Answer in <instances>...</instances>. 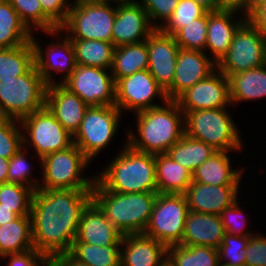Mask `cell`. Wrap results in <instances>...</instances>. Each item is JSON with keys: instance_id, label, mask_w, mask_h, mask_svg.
Instances as JSON below:
<instances>
[{"instance_id": "8", "label": "cell", "mask_w": 266, "mask_h": 266, "mask_svg": "<svg viewBox=\"0 0 266 266\" xmlns=\"http://www.w3.org/2000/svg\"><path fill=\"white\" fill-rule=\"evenodd\" d=\"M67 20L60 26L70 39L112 42L116 7L99 0H74Z\"/></svg>"}, {"instance_id": "43", "label": "cell", "mask_w": 266, "mask_h": 266, "mask_svg": "<svg viewBox=\"0 0 266 266\" xmlns=\"http://www.w3.org/2000/svg\"><path fill=\"white\" fill-rule=\"evenodd\" d=\"M23 146L18 152L9 159V168L7 173V182L18 183L26 187L32 188L34 191L38 189L39 182L31 177L30 164L27 162ZM25 152V153H24Z\"/></svg>"}, {"instance_id": "11", "label": "cell", "mask_w": 266, "mask_h": 266, "mask_svg": "<svg viewBox=\"0 0 266 266\" xmlns=\"http://www.w3.org/2000/svg\"><path fill=\"white\" fill-rule=\"evenodd\" d=\"M121 114L115 105L88 107L73 135V144L92 160L115 138Z\"/></svg>"}, {"instance_id": "55", "label": "cell", "mask_w": 266, "mask_h": 266, "mask_svg": "<svg viewBox=\"0 0 266 266\" xmlns=\"http://www.w3.org/2000/svg\"><path fill=\"white\" fill-rule=\"evenodd\" d=\"M99 1H104V2H109V3H112V1H113L114 3H117V4L139 3L138 0L137 1H134V0H99Z\"/></svg>"}, {"instance_id": "21", "label": "cell", "mask_w": 266, "mask_h": 266, "mask_svg": "<svg viewBox=\"0 0 266 266\" xmlns=\"http://www.w3.org/2000/svg\"><path fill=\"white\" fill-rule=\"evenodd\" d=\"M238 189L239 185L214 186L192 182L184 195L189 210L220 215L238 199Z\"/></svg>"}, {"instance_id": "44", "label": "cell", "mask_w": 266, "mask_h": 266, "mask_svg": "<svg viewBox=\"0 0 266 266\" xmlns=\"http://www.w3.org/2000/svg\"><path fill=\"white\" fill-rule=\"evenodd\" d=\"M238 201H239V199L236 200L234 203H232L229 207L225 208L220 213L221 222H222V224L224 226V230H225L226 233H228L230 235L251 237V236L254 235L252 233V231L243 230V228H244L243 226L245 224L244 221H246V220H245V218L243 216V212L241 211V209L239 207ZM239 218H240V220L242 218L241 222H239L240 221Z\"/></svg>"}, {"instance_id": "29", "label": "cell", "mask_w": 266, "mask_h": 266, "mask_svg": "<svg viewBox=\"0 0 266 266\" xmlns=\"http://www.w3.org/2000/svg\"><path fill=\"white\" fill-rule=\"evenodd\" d=\"M34 249L32 242L31 216H18L0 226V257Z\"/></svg>"}, {"instance_id": "40", "label": "cell", "mask_w": 266, "mask_h": 266, "mask_svg": "<svg viewBox=\"0 0 266 266\" xmlns=\"http://www.w3.org/2000/svg\"><path fill=\"white\" fill-rule=\"evenodd\" d=\"M208 11L193 0H179L173 15L166 23L159 24V29L169 35H174L180 28L204 16Z\"/></svg>"}, {"instance_id": "49", "label": "cell", "mask_w": 266, "mask_h": 266, "mask_svg": "<svg viewBox=\"0 0 266 266\" xmlns=\"http://www.w3.org/2000/svg\"><path fill=\"white\" fill-rule=\"evenodd\" d=\"M247 19L266 37V0H258Z\"/></svg>"}, {"instance_id": "28", "label": "cell", "mask_w": 266, "mask_h": 266, "mask_svg": "<svg viewBox=\"0 0 266 266\" xmlns=\"http://www.w3.org/2000/svg\"><path fill=\"white\" fill-rule=\"evenodd\" d=\"M230 104L266 97V63L228 77Z\"/></svg>"}, {"instance_id": "18", "label": "cell", "mask_w": 266, "mask_h": 266, "mask_svg": "<svg viewBox=\"0 0 266 266\" xmlns=\"http://www.w3.org/2000/svg\"><path fill=\"white\" fill-rule=\"evenodd\" d=\"M217 69L205 52L179 49L172 86L166 91L168 100H176L187 89Z\"/></svg>"}, {"instance_id": "17", "label": "cell", "mask_w": 266, "mask_h": 266, "mask_svg": "<svg viewBox=\"0 0 266 266\" xmlns=\"http://www.w3.org/2000/svg\"><path fill=\"white\" fill-rule=\"evenodd\" d=\"M33 35L31 37V43L34 48V63L37 71L48 86L56 83L51 71L57 73L65 72L66 74L62 78V82H59L63 83L72 75L77 66L75 50L71 39L64 36L61 42H52L48 45L46 51H44Z\"/></svg>"}, {"instance_id": "12", "label": "cell", "mask_w": 266, "mask_h": 266, "mask_svg": "<svg viewBox=\"0 0 266 266\" xmlns=\"http://www.w3.org/2000/svg\"><path fill=\"white\" fill-rule=\"evenodd\" d=\"M19 123L24 130L23 147L25 148L28 144L30 147L33 146L39 160L49 153L62 151L73 145V135L62 126L46 106L22 118Z\"/></svg>"}, {"instance_id": "30", "label": "cell", "mask_w": 266, "mask_h": 266, "mask_svg": "<svg viewBox=\"0 0 266 266\" xmlns=\"http://www.w3.org/2000/svg\"><path fill=\"white\" fill-rule=\"evenodd\" d=\"M148 69V49L146 40L135 44L115 47L111 73L115 83L137 71Z\"/></svg>"}, {"instance_id": "14", "label": "cell", "mask_w": 266, "mask_h": 266, "mask_svg": "<svg viewBox=\"0 0 266 266\" xmlns=\"http://www.w3.org/2000/svg\"><path fill=\"white\" fill-rule=\"evenodd\" d=\"M108 69L77 65L62 84L89 107L115 104V81Z\"/></svg>"}, {"instance_id": "1", "label": "cell", "mask_w": 266, "mask_h": 266, "mask_svg": "<svg viewBox=\"0 0 266 266\" xmlns=\"http://www.w3.org/2000/svg\"><path fill=\"white\" fill-rule=\"evenodd\" d=\"M92 202V190L37 189L31 201L34 249L48 260L70 252L83 211Z\"/></svg>"}, {"instance_id": "31", "label": "cell", "mask_w": 266, "mask_h": 266, "mask_svg": "<svg viewBox=\"0 0 266 266\" xmlns=\"http://www.w3.org/2000/svg\"><path fill=\"white\" fill-rule=\"evenodd\" d=\"M32 32L7 0H0V49L21 46L31 41Z\"/></svg>"}, {"instance_id": "19", "label": "cell", "mask_w": 266, "mask_h": 266, "mask_svg": "<svg viewBox=\"0 0 266 266\" xmlns=\"http://www.w3.org/2000/svg\"><path fill=\"white\" fill-rule=\"evenodd\" d=\"M154 30L142 5L116 4L112 30V43L115 47L143 42Z\"/></svg>"}, {"instance_id": "24", "label": "cell", "mask_w": 266, "mask_h": 266, "mask_svg": "<svg viewBox=\"0 0 266 266\" xmlns=\"http://www.w3.org/2000/svg\"><path fill=\"white\" fill-rule=\"evenodd\" d=\"M220 215L189 210L182 241L185 246H208L218 249L225 234Z\"/></svg>"}, {"instance_id": "56", "label": "cell", "mask_w": 266, "mask_h": 266, "mask_svg": "<svg viewBox=\"0 0 266 266\" xmlns=\"http://www.w3.org/2000/svg\"><path fill=\"white\" fill-rule=\"evenodd\" d=\"M160 266H175L170 259L167 257L161 264Z\"/></svg>"}, {"instance_id": "48", "label": "cell", "mask_w": 266, "mask_h": 266, "mask_svg": "<svg viewBox=\"0 0 266 266\" xmlns=\"http://www.w3.org/2000/svg\"><path fill=\"white\" fill-rule=\"evenodd\" d=\"M3 257L10 259L8 266H44L49 261L35 249L17 254H8Z\"/></svg>"}, {"instance_id": "47", "label": "cell", "mask_w": 266, "mask_h": 266, "mask_svg": "<svg viewBox=\"0 0 266 266\" xmlns=\"http://www.w3.org/2000/svg\"><path fill=\"white\" fill-rule=\"evenodd\" d=\"M68 1V3H67ZM70 0H40L42 10L60 27L68 17Z\"/></svg>"}, {"instance_id": "9", "label": "cell", "mask_w": 266, "mask_h": 266, "mask_svg": "<svg viewBox=\"0 0 266 266\" xmlns=\"http://www.w3.org/2000/svg\"><path fill=\"white\" fill-rule=\"evenodd\" d=\"M266 63V37L246 19L236 30L217 69L227 77Z\"/></svg>"}, {"instance_id": "45", "label": "cell", "mask_w": 266, "mask_h": 266, "mask_svg": "<svg viewBox=\"0 0 266 266\" xmlns=\"http://www.w3.org/2000/svg\"><path fill=\"white\" fill-rule=\"evenodd\" d=\"M178 3L179 0H141L139 4L146 10L151 25L155 29H159V25L155 24V20L163 19L166 23L173 15Z\"/></svg>"}, {"instance_id": "42", "label": "cell", "mask_w": 266, "mask_h": 266, "mask_svg": "<svg viewBox=\"0 0 266 266\" xmlns=\"http://www.w3.org/2000/svg\"><path fill=\"white\" fill-rule=\"evenodd\" d=\"M18 122L20 121L15 119L0 120V157L2 158L10 159L23 146V132Z\"/></svg>"}, {"instance_id": "13", "label": "cell", "mask_w": 266, "mask_h": 266, "mask_svg": "<svg viewBox=\"0 0 266 266\" xmlns=\"http://www.w3.org/2000/svg\"><path fill=\"white\" fill-rule=\"evenodd\" d=\"M161 98L163 105L168 101L165 90L158 84L148 69L120 78L115 83V106L123 112L135 113L158 107L152 103L155 97Z\"/></svg>"}, {"instance_id": "32", "label": "cell", "mask_w": 266, "mask_h": 266, "mask_svg": "<svg viewBox=\"0 0 266 266\" xmlns=\"http://www.w3.org/2000/svg\"><path fill=\"white\" fill-rule=\"evenodd\" d=\"M76 64L111 70L115 46L101 40L71 39Z\"/></svg>"}, {"instance_id": "41", "label": "cell", "mask_w": 266, "mask_h": 266, "mask_svg": "<svg viewBox=\"0 0 266 266\" xmlns=\"http://www.w3.org/2000/svg\"><path fill=\"white\" fill-rule=\"evenodd\" d=\"M249 238L225 233L218 247L219 263L227 266H245V253Z\"/></svg>"}, {"instance_id": "37", "label": "cell", "mask_w": 266, "mask_h": 266, "mask_svg": "<svg viewBox=\"0 0 266 266\" xmlns=\"http://www.w3.org/2000/svg\"><path fill=\"white\" fill-rule=\"evenodd\" d=\"M19 15L22 22L33 32L35 26L49 35H59V26L42 10L40 0H7ZM60 32V33H59Z\"/></svg>"}, {"instance_id": "50", "label": "cell", "mask_w": 266, "mask_h": 266, "mask_svg": "<svg viewBox=\"0 0 266 266\" xmlns=\"http://www.w3.org/2000/svg\"><path fill=\"white\" fill-rule=\"evenodd\" d=\"M222 9H234L244 11L247 15L255 6L256 0H219Z\"/></svg>"}, {"instance_id": "22", "label": "cell", "mask_w": 266, "mask_h": 266, "mask_svg": "<svg viewBox=\"0 0 266 266\" xmlns=\"http://www.w3.org/2000/svg\"><path fill=\"white\" fill-rule=\"evenodd\" d=\"M122 236L123 234L92 201L82 213L77 237L73 243L108 246L111 244H121Z\"/></svg>"}, {"instance_id": "16", "label": "cell", "mask_w": 266, "mask_h": 266, "mask_svg": "<svg viewBox=\"0 0 266 266\" xmlns=\"http://www.w3.org/2000/svg\"><path fill=\"white\" fill-rule=\"evenodd\" d=\"M148 71L165 90L172 86L180 47L173 35L155 29L146 39Z\"/></svg>"}, {"instance_id": "39", "label": "cell", "mask_w": 266, "mask_h": 266, "mask_svg": "<svg viewBox=\"0 0 266 266\" xmlns=\"http://www.w3.org/2000/svg\"><path fill=\"white\" fill-rule=\"evenodd\" d=\"M208 12L185 27L180 28L173 36L181 49L205 52L207 38Z\"/></svg>"}, {"instance_id": "27", "label": "cell", "mask_w": 266, "mask_h": 266, "mask_svg": "<svg viewBox=\"0 0 266 266\" xmlns=\"http://www.w3.org/2000/svg\"><path fill=\"white\" fill-rule=\"evenodd\" d=\"M158 193L184 194L192 183V173L167 153L155 154Z\"/></svg>"}, {"instance_id": "36", "label": "cell", "mask_w": 266, "mask_h": 266, "mask_svg": "<svg viewBox=\"0 0 266 266\" xmlns=\"http://www.w3.org/2000/svg\"><path fill=\"white\" fill-rule=\"evenodd\" d=\"M121 244L96 246L89 243H73L70 254L89 266H121Z\"/></svg>"}, {"instance_id": "52", "label": "cell", "mask_w": 266, "mask_h": 266, "mask_svg": "<svg viewBox=\"0 0 266 266\" xmlns=\"http://www.w3.org/2000/svg\"><path fill=\"white\" fill-rule=\"evenodd\" d=\"M193 1L201 5L208 12L222 10L219 0H193Z\"/></svg>"}, {"instance_id": "26", "label": "cell", "mask_w": 266, "mask_h": 266, "mask_svg": "<svg viewBox=\"0 0 266 266\" xmlns=\"http://www.w3.org/2000/svg\"><path fill=\"white\" fill-rule=\"evenodd\" d=\"M228 151H217L204 161L193 173L192 182L206 185H239L243 170L231 167Z\"/></svg>"}, {"instance_id": "54", "label": "cell", "mask_w": 266, "mask_h": 266, "mask_svg": "<svg viewBox=\"0 0 266 266\" xmlns=\"http://www.w3.org/2000/svg\"><path fill=\"white\" fill-rule=\"evenodd\" d=\"M9 159L0 157V184L7 183Z\"/></svg>"}, {"instance_id": "25", "label": "cell", "mask_w": 266, "mask_h": 266, "mask_svg": "<svg viewBox=\"0 0 266 266\" xmlns=\"http://www.w3.org/2000/svg\"><path fill=\"white\" fill-rule=\"evenodd\" d=\"M237 12L238 10L234 9H222L214 12H208L205 49L207 48L212 52V58L216 64L229 49L236 30L247 19V15L240 18V20H237V17L236 19H233V16Z\"/></svg>"}, {"instance_id": "38", "label": "cell", "mask_w": 266, "mask_h": 266, "mask_svg": "<svg viewBox=\"0 0 266 266\" xmlns=\"http://www.w3.org/2000/svg\"><path fill=\"white\" fill-rule=\"evenodd\" d=\"M34 190L18 183L0 184V208L11 209L17 216L30 215Z\"/></svg>"}, {"instance_id": "6", "label": "cell", "mask_w": 266, "mask_h": 266, "mask_svg": "<svg viewBox=\"0 0 266 266\" xmlns=\"http://www.w3.org/2000/svg\"><path fill=\"white\" fill-rule=\"evenodd\" d=\"M183 113L187 136L205 142L216 151L231 152L242 149L239 130L226 108Z\"/></svg>"}, {"instance_id": "3", "label": "cell", "mask_w": 266, "mask_h": 266, "mask_svg": "<svg viewBox=\"0 0 266 266\" xmlns=\"http://www.w3.org/2000/svg\"><path fill=\"white\" fill-rule=\"evenodd\" d=\"M125 145L103 173L96 176V181L105 190L116 193L157 192L155 155Z\"/></svg>"}, {"instance_id": "15", "label": "cell", "mask_w": 266, "mask_h": 266, "mask_svg": "<svg viewBox=\"0 0 266 266\" xmlns=\"http://www.w3.org/2000/svg\"><path fill=\"white\" fill-rule=\"evenodd\" d=\"M175 101L182 112L227 108L231 105L228 77L216 69L208 77L187 89Z\"/></svg>"}, {"instance_id": "10", "label": "cell", "mask_w": 266, "mask_h": 266, "mask_svg": "<svg viewBox=\"0 0 266 266\" xmlns=\"http://www.w3.org/2000/svg\"><path fill=\"white\" fill-rule=\"evenodd\" d=\"M188 212L184 194L158 193L143 234L166 246L179 244Z\"/></svg>"}, {"instance_id": "33", "label": "cell", "mask_w": 266, "mask_h": 266, "mask_svg": "<svg viewBox=\"0 0 266 266\" xmlns=\"http://www.w3.org/2000/svg\"><path fill=\"white\" fill-rule=\"evenodd\" d=\"M215 152L217 151L205 142L187 136L184 133L182 138L167 151V154L176 163H179L193 173Z\"/></svg>"}, {"instance_id": "53", "label": "cell", "mask_w": 266, "mask_h": 266, "mask_svg": "<svg viewBox=\"0 0 266 266\" xmlns=\"http://www.w3.org/2000/svg\"><path fill=\"white\" fill-rule=\"evenodd\" d=\"M18 216L11 211V209L0 208V226L13 221Z\"/></svg>"}, {"instance_id": "35", "label": "cell", "mask_w": 266, "mask_h": 266, "mask_svg": "<svg viewBox=\"0 0 266 266\" xmlns=\"http://www.w3.org/2000/svg\"><path fill=\"white\" fill-rule=\"evenodd\" d=\"M34 65L31 41L21 46L0 49V79H14L27 73Z\"/></svg>"}, {"instance_id": "34", "label": "cell", "mask_w": 266, "mask_h": 266, "mask_svg": "<svg viewBox=\"0 0 266 266\" xmlns=\"http://www.w3.org/2000/svg\"><path fill=\"white\" fill-rule=\"evenodd\" d=\"M167 257L175 266H219L218 249L208 246H167Z\"/></svg>"}, {"instance_id": "7", "label": "cell", "mask_w": 266, "mask_h": 266, "mask_svg": "<svg viewBox=\"0 0 266 266\" xmlns=\"http://www.w3.org/2000/svg\"><path fill=\"white\" fill-rule=\"evenodd\" d=\"M89 162L91 160L75 144L43 156L40 167L44 183L40 182L38 189L92 190L96 177L85 178L82 173Z\"/></svg>"}, {"instance_id": "20", "label": "cell", "mask_w": 266, "mask_h": 266, "mask_svg": "<svg viewBox=\"0 0 266 266\" xmlns=\"http://www.w3.org/2000/svg\"><path fill=\"white\" fill-rule=\"evenodd\" d=\"M45 106L71 135L79 129L89 107L79 96L58 82L47 87Z\"/></svg>"}, {"instance_id": "4", "label": "cell", "mask_w": 266, "mask_h": 266, "mask_svg": "<svg viewBox=\"0 0 266 266\" xmlns=\"http://www.w3.org/2000/svg\"><path fill=\"white\" fill-rule=\"evenodd\" d=\"M158 192L116 193L105 190L97 181L92 201L123 234H143L151 217Z\"/></svg>"}, {"instance_id": "23", "label": "cell", "mask_w": 266, "mask_h": 266, "mask_svg": "<svg viewBox=\"0 0 266 266\" xmlns=\"http://www.w3.org/2000/svg\"><path fill=\"white\" fill-rule=\"evenodd\" d=\"M166 258L167 246L162 242L144 234L122 236L121 266H160Z\"/></svg>"}, {"instance_id": "5", "label": "cell", "mask_w": 266, "mask_h": 266, "mask_svg": "<svg viewBox=\"0 0 266 266\" xmlns=\"http://www.w3.org/2000/svg\"><path fill=\"white\" fill-rule=\"evenodd\" d=\"M47 87L35 65L14 79H0V117L20 121L42 109Z\"/></svg>"}, {"instance_id": "2", "label": "cell", "mask_w": 266, "mask_h": 266, "mask_svg": "<svg viewBox=\"0 0 266 266\" xmlns=\"http://www.w3.org/2000/svg\"><path fill=\"white\" fill-rule=\"evenodd\" d=\"M135 114L139 136L130 131L126 140L134 150L154 155L167 153L185 133L184 113L174 100Z\"/></svg>"}, {"instance_id": "46", "label": "cell", "mask_w": 266, "mask_h": 266, "mask_svg": "<svg viewBox=\"0 0 266 266\" xmlns=\"http://www.w3.org/2000/svg\"><path fill=\"white\" fill-rule=\"evenodd\" d=\"M245 266H266V236L258 233L249 238Z\"/></svg>"}, {"instance_id": "51", "label": "cell", "mask_w": 266, "mask_h": 266, "mask_svg": "<svg viewBox=\"0 0 266 266\" xmlns=\"http://www.w3.org/2000/svg\"><path fill=\"white\" fill-rule=\"evenodd\" d=\"M44 266H89L74 258L69 252L52 257Z\"/></svg>"}]
</instances>
